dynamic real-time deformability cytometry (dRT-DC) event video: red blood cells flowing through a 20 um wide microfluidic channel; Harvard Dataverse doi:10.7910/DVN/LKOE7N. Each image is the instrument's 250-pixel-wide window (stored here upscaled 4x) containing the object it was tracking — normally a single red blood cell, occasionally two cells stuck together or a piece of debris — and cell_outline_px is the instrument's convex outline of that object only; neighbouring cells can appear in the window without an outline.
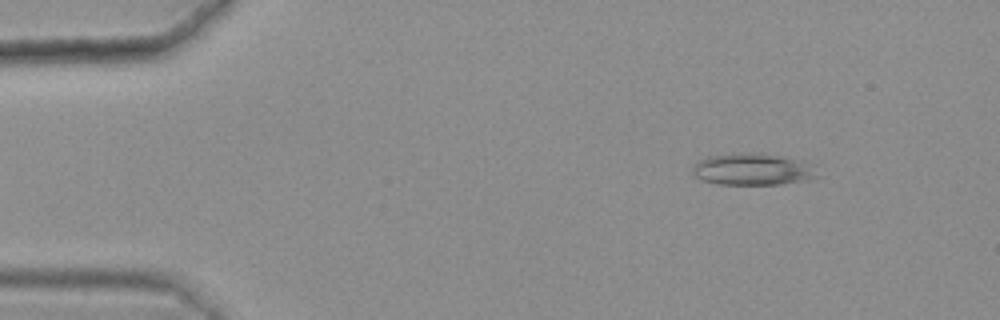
{"species": "common noctule bat (a hibernating species)", "species_latin": "Nyctalus noctula", "temperature_condition": "warm", "stored_images_in_passage": 50, "camera_frame_rate_fps": 3000, "um_per_image_px": 0.085, "animal": {"sex": "female", "body_mass_g": 25.1}, "frame": {"image": 1, "passage_image": 8, "time_ms": 2.333, "image_size_px": [1000, 320], "cell_outline_px": [[820, 176], [808, 180], [780, 184], [720, 184], [704, 180], [696, 176], [692, 172], [692, 168], [700, 160], [708, 156], [744, 152], [764, 152], [812, 164]], "centroid_in_image_um": [64.01, 14.38], "position_along_channel_um": 21.0, "area_um2": 23.12}}
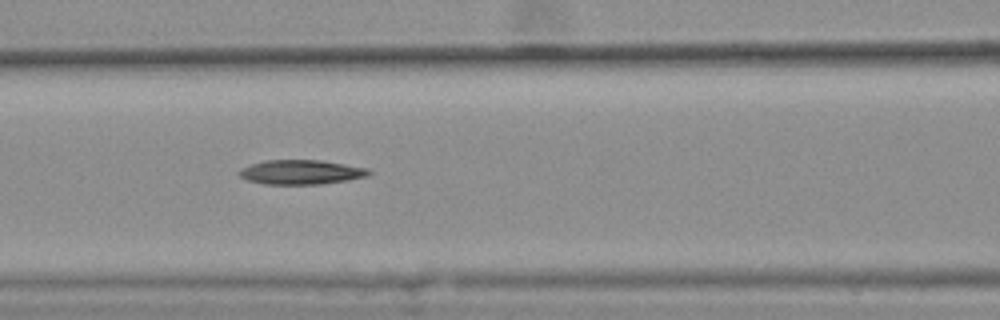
{"frame": {"image": 2, "passage_image": 25, "time_ms": 8.0, "image_size_px": [1000, 320], "cell_outline_px": [[372, 172], [368, 176], [348, 180], [320, 184], [264, 184], [248, 180], [240, 176], [236, 172], [252, 164], [264, 160], [320, 160], [368, 168]], "centroid_in_image_um": [25.61, 14.63], "position_along_channel_um": 141.0, "area_um2": 18.38}}
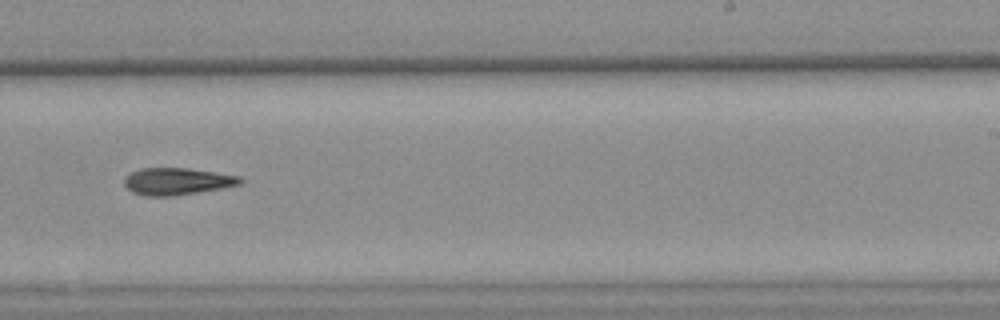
{"frame": {"image": 3, "passage_image": 36, "time_ms": 11.667, "image_size_px": [1000, 320], "cell_outline_px": [[244, 180], [240, 184], [220, 188], [176, 196], [144, 196], [132, 192], [124, 184], [124, 176], [140, 168], [188, 168], [240, 176]], "centroid_in_image_um": [15.02, 15.41], "position_along_channel_um": 274.0, "area_um2": 18.26}}